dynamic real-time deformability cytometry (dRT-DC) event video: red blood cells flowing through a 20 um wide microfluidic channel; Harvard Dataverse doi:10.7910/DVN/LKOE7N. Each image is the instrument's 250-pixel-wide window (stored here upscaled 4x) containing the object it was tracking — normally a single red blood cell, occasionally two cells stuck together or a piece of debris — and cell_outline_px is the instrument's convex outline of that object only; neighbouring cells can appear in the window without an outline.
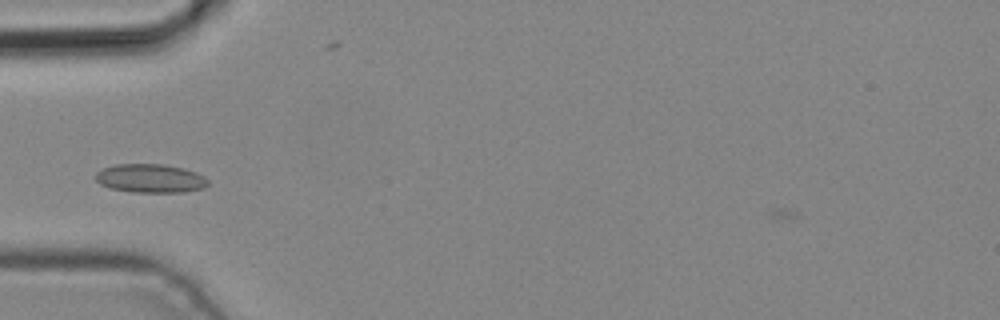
{"species": "common noctule bat (a hibernating species)", "species_latin": "Nyctalus noctula", "temperature_condition": "cold", "stored_images_in_passage": 1, "camera_frame_rate_fps": 3000, "um_per_image_px": 0.085, "animal": {"sex": "male", "body_mass_g": 19.2, "forearm_length_mm": 51.8}, "frame": {"image": 1, "passage_image": 1, "time_ms": 0.0, "image_size_px": [1000, 320], "cell_outline_px": [[208, 184], [204, 188], [184, 192], [132, 192], [112, 188], [100, 184], [96, 180], [96, 172], [104, 168], [116, 164], [164, 164], [184, 168], [196, 172], [204, 176], [208, 180]], "centroid_in_image_um": [12.81, 15.16], "position_along_channel_um": 72.2, "area_um2": 18.79}}